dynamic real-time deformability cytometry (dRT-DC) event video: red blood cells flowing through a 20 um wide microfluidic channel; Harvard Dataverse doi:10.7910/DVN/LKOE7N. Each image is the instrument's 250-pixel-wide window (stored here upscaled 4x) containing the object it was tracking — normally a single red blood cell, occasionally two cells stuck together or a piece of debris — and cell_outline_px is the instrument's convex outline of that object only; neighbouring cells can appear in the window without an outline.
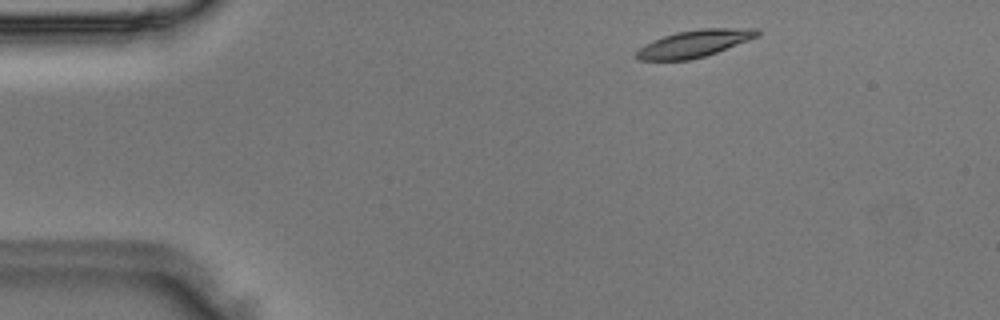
{"species": "Egyptian fruit bat (a non-hibernating species)", "species_latin": "Rousettus aegyptiacus", "temperature_condition": "room temperature", "stored_images_in_passage": 42, "camera_frame_rate_fps": 3000, "um_per_image_px": 0.085, "animal": {"sex": "male"}, "frame": {"image": 1, "passage_image": 1, "time_ms": 0.0, "image_size_px": [1000, 320], "cell_outline_px": [[760, 36], [716, 52], [692, 60], [636, 60], [632, 56], [640, 48], [652, 40], [676, 32], [700, 28], [760, 28]], "centroid_in_image_um": [59.02, 3.7], "position_along_channel_um": 26.0, "area_um2": 19.25}}
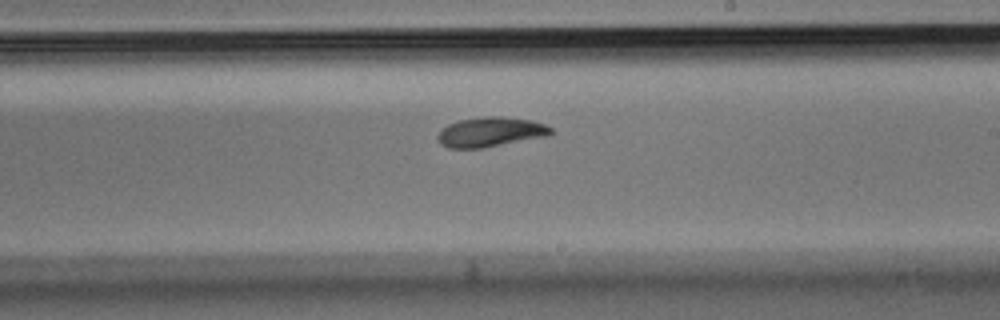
{"frame": {"image": 2, "passage_image": 22, "time_ms": 7.0, "image_size_px": [1000, 320], "cell_outline_px": [[552, 132], [548, 136], [480, 148], [448, 148], [440, 144], [436, 136], [448, 124], [460, 120], [484, 116], [500, 116], [532, 120], [544, 124], [552, 128]], "centroid_in_image_um": [41.69, 11.21], "position_along_channel_um": 247.3, "area_um2": 19.48}}
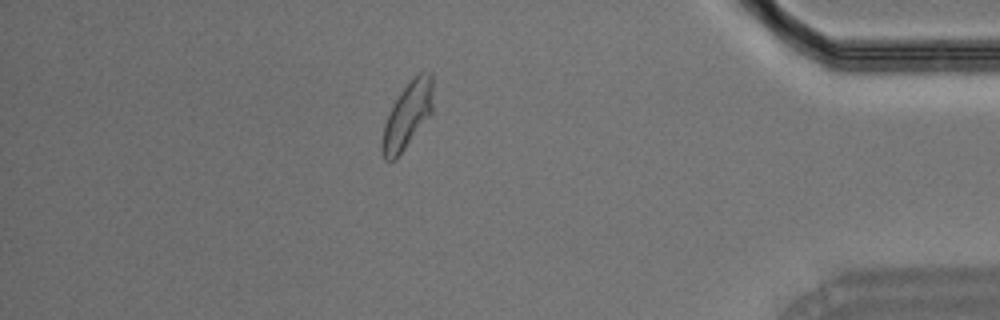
{"frame": {"image": 3, "passage_image": 36, "time_ms": 11.667, "image_size_px": [1000, 320], "cell_outline_px": [[432, 112], [396, 160], [384, 160], [380, 152], [380, 144], [384, 124], [388, 112], [400, 92], [420, 72], [432, 72]], "centroid_in_image_um": [34.59, 9.86], "position_along_channel_um": 400.6, "area_um2": 19.54}}